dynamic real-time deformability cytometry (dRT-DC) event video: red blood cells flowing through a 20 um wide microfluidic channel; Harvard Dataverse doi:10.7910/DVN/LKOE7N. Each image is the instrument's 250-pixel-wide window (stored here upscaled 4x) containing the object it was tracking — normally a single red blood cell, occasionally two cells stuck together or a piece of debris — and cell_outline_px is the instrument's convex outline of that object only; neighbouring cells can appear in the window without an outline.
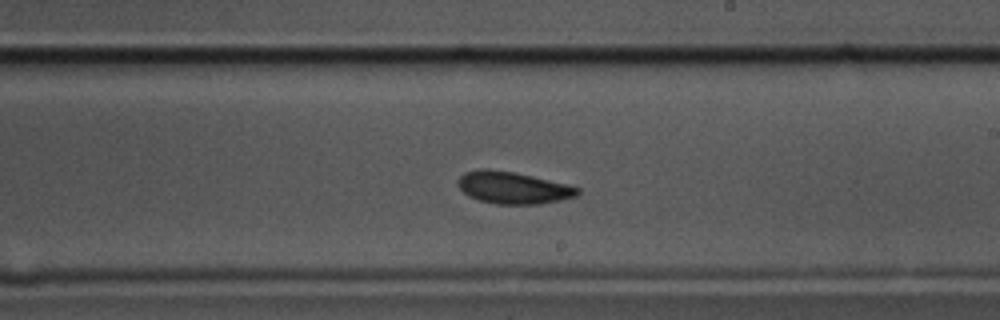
{"species": "common noctule bat (a hibernating species)", "species_latin": "Nyctalus noctula", "temperature_condition": "cold", "stored_images_in_passage": 53, "camera_frame_rate_fps": 3000, "um_per_image_px": 0.085, "animal": {"sex": "male", "body_mass_g": 17.5, "forearm_length_mm": 52.3}, "frame": {"image": 1, "passage_image": 29, "time_ms": 9.333, "image_size_px": [1000, 320], "cell_outline_px": [[580, 192], [576, 196], [560, 200], [540, 204], [496, 204], [480, 200], [468, 196], [460, 188], [460, 176], [464, 172], [480, 168], [484, 168], [516, 172], [568, 184], [580, 188]], "centroid_in_image_um": [43.64, 15.95], "position_along_channel_um": 245.4, "area_um2": 22.31}}
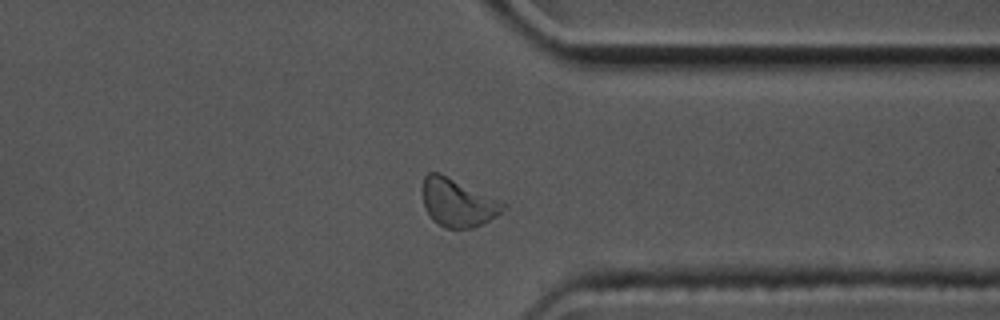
{"frame": {"image": 2, "passage_image": 40, "time_ms": 13.0, "image_size_px": [1000, 320], "cell_outline_px": [[508, 204], [496, 216], [472, 228], [444, 228], [432, 220], [424, 208], [420, 188], [424, 176], [428, 172], [440, 172]], "centroid_in_image_um": [38.83, 17.2], "position_along_channel_um": 372.6, "area_um2": 22.77}}
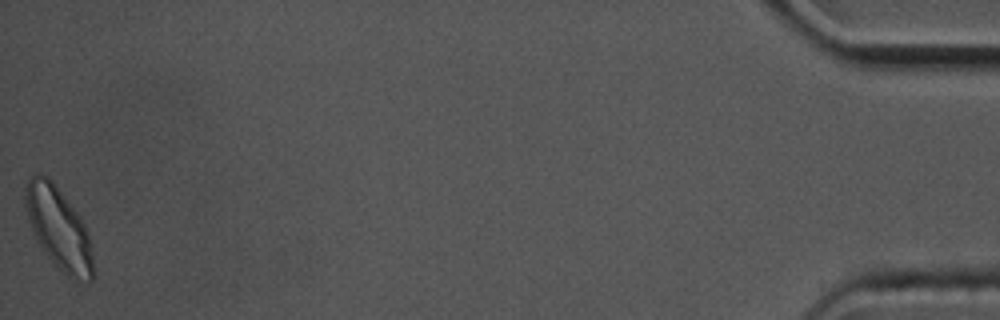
{"frame": {"image": 3, "passage_image": 53, "time_ms": 17.333, "image_size_px": [1000, 320], "cell_outline_px": [[96, 276], [92, 280], [88, 280], [68, 276], [40, 248], [24, 208], [24, 188], [28, 180], [36, 172], [40, 172], [48, 176], [52, 180], [80, 216], [88, 232], [92, 252]], "centroid_in_image_um": [4.98, 19.35], "position_along_channel_um": 430.2, "area_um2": 32.37}, "authors_computed_cell_mechanics": {"area_um2": 22.7154, "velocity_mm_per_s": 3.5387, "shape_relaxation_time_tau1_ms": 2.5866, "shape_relaxation_time_tau2_ms": 2.3302, "deformation_change_tau1": 0.0956, "deformation_change_tau2": 0.0684}}